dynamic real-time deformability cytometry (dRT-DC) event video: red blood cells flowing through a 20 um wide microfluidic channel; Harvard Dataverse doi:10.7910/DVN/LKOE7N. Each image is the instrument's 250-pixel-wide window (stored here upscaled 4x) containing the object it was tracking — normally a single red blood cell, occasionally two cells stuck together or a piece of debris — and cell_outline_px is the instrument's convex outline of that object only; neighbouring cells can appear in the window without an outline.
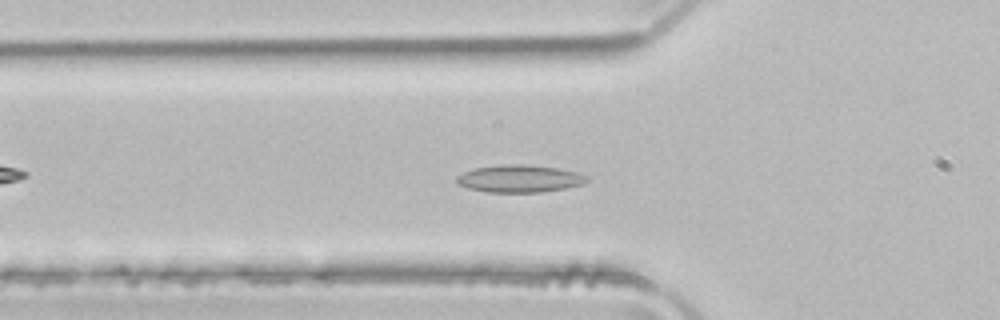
{"species": "common noctule bat (a hibernating species)", "species_latin": "Nyctalus noctula", "temperature_condition": "room temperature", "stored_images_in_passage": 51, "camera_frame_rate_fps": 3000, "um_per_image_px": 0.085, "animal": {"sex": "male", "body_mass_g": 21.5, "forearm_length_mm": 52.0}, "frame": {"image": 1, "passage_image": 16, "time_ms": 5.0, "image_size_px": [1000, 320], "cell_outline_px": [[592, 180], [584, 184], [564, 188], [540, 192], [488, 192], [468, 188], [456, 184], [456, 176], [464, 172], [476, 168], [504, 164], [524, 164], [556, 168], [576, 172], [588, 176]], "centroid_in_image_um": [44.18, 15.19], "position_along_channel_um": 81.6, "area_um2": 20.81}}
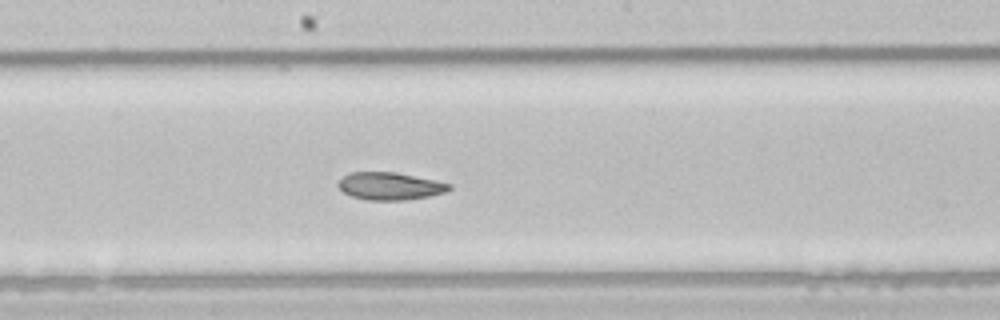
{"frame": {"image": 2, "passage_image": 26, "time_ms": 8.333, "image_size_px": [1000, 320], "cell_outline_px": [[452, 188], [444, 192], [428, 196], [404, 200], [368, 200], [352, 196], [344, 192], [336, 184], [348, 172], [396, 172], [452, 184]], "centroid_in_image_um": [33.13, 15.81], "position_along_channel_um": 215.1, "area_um2": 17.63}}
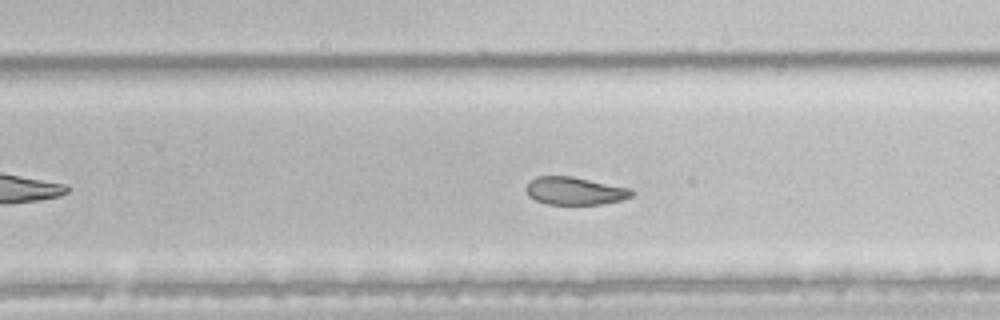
{"frame": {"image": 3, "passage_image": 31, "time_ms": 10.0, "image_size_px": [1000, 320], "cell_outline_px": [[636, 192], [632, 196], [620, 200], [600, 204], [548, 204], [536, 200], [528, 196], [524, 188], [528, 180], [536, 176], [572, 176], [632, 188]], "centroid_in_image_um": [48.84, 16.21], "position_along_channel_um": 281.0, "area_um2": 17.34}, "authors_computed_cell_mechanics": {"area_um2": 21.2126, "velocity_mm_per_s": 3.9806, "shape_relaxation_time_tau1_ms": null, "shape_relaxation_time_tau2_ms": 5.9759, "deformation_change_tau1": null, "deformation_change_tau2": 0.1053}}